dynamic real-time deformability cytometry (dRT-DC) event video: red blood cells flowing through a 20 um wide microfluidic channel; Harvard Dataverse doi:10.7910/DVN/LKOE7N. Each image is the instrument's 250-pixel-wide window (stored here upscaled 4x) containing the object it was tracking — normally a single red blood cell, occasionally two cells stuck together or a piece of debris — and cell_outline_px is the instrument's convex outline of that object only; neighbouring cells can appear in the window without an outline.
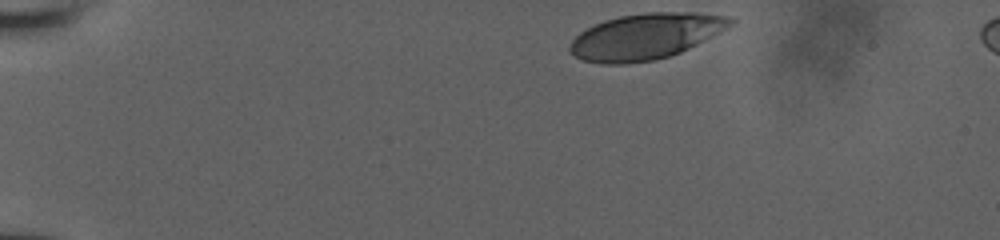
{"species": "human", "species_latin": "Homo sapiens", "temperature_condition": "room temperature", "stored_images_in_passage": 12, "camera_frame_rate_fps": 3000, "um_per_image_px": 0.085, "donor": {"sex": "male"}, "frame": {"image": 1, "passage_image": 1, "time_ms": 0.0, "image_size_px": [1000, 240], "cell_outline_px": [[736, 24], [680, 52], [668, 56], [652, 60], [628, 64], [600, 64], [584, 60], [568, 52], [568, 44], [580, 32], [604, 20], [620, 16], [644, 12], [696, 12], [728, 16], [736, 20]], "centroid_in_image_um": [54.88, 3.08], "position_along_channel_um": 30.1, "area_um2": 43.0}}
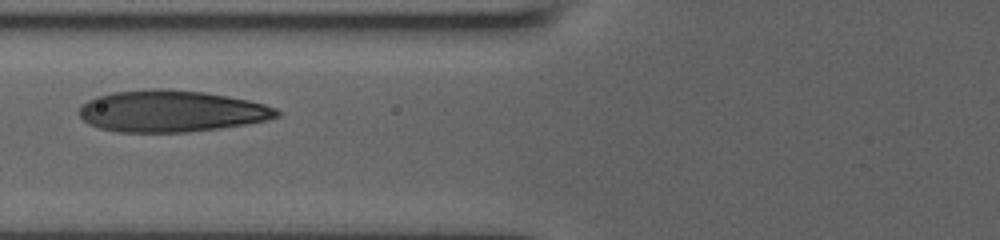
{"frame": {"image": 2, "passage_image": 8, "time_ms": 4.667, "image_size_px": [1000, 240], "cell_outline_px": [[284, 112], [280, 116], [264, 120], [244, 124], [188, 132], [120, 132], [100, 128], [88, 124], [80, 116], [80, 108], [88, 100], [96, 96], [112, 92], [152, 88], [160, 88], [204, 92], [228, 96], [248, 100], [264, 104], [276, 108]], "centroid_in_image_um": [14.56, 9.44], "position_along_channel_um": 111.2, "area_um2": 47.8}}
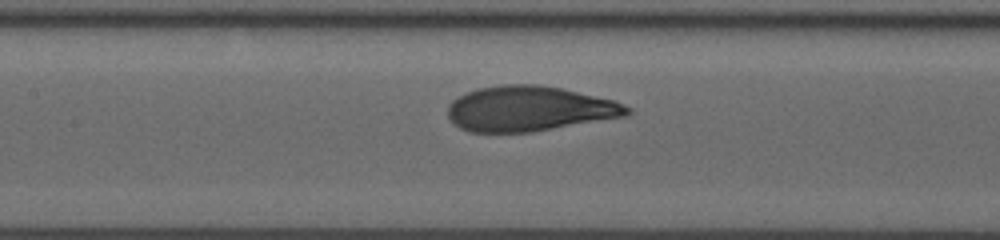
{"frame": {"image": 3, "passage_image": 11, "time_ms": 6.0, "image_size_px": [1000, 240], "cell_outline_px": [[632, 112], [628, 116], [532, 132], [472, 132], [460, 128], [448, 116], [448, 104], [452, 100], [468, 92], [480, 88], [504, 84], [536, 84], [560, 88], [612, 100], [624, 104], [632, 108]], "centroid_in_image_um": [45.02, 9.25], "position_along_channel_um": 162.4, "area_um2": 46.99}}